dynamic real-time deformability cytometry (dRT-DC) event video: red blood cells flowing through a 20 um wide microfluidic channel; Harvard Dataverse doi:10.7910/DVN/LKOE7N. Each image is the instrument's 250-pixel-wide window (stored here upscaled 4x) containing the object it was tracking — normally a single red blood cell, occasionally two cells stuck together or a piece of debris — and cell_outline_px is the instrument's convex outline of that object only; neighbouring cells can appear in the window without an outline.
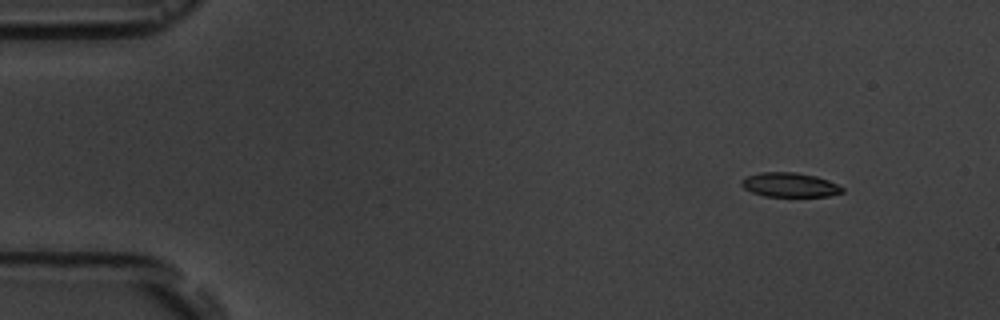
{"species": "common noctule bat (a hibernating species)", "species_latin": "Nyctalus noctula", "temperature_condition": "room temperature", "stored_images_in_passage": 5, "camera_frame_rate_fps": 3000, "um_per_image_px": 0.085, "animal": {"sex": "male", "body_mass_g": 19.5, "forearm_length_mm": 54.6}, "frame": {"image": 1, "passage_image": 2, "time_ms": 1.667, "image_size_px": [1000, 320], "cell_outline_px": [[844, 192], [828, 196], [764, 196], [752, 192], [744, 188], [740, 184], [740, 180], [744, 176], [760, 172], [796, 172], [816, 176], [828, 180], [844, 188]], "centroid_in_image_um": [67.09, 15.7], "position_along_channel_um": 17.9, "area_um2": 14.39}}
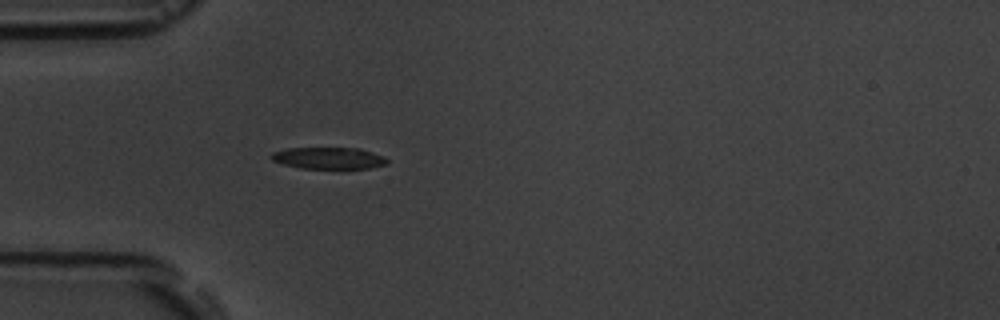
{"frame": {"image": 2, "passage_image": 5, "time_ms": 5.333, "image_size_px": [1000, 320], "cell_outline_px": [[388, 164], [368, 168], [300, 168], [284, 164], [272, 160], [268, 156], [272, 152], [288, 148], [360, 148], [384, 156], [388, 160]], "centroid_in_image_um": [27.93, 13.43], "position_along_channel_um": 57.1, "area_um2": 14.62}}